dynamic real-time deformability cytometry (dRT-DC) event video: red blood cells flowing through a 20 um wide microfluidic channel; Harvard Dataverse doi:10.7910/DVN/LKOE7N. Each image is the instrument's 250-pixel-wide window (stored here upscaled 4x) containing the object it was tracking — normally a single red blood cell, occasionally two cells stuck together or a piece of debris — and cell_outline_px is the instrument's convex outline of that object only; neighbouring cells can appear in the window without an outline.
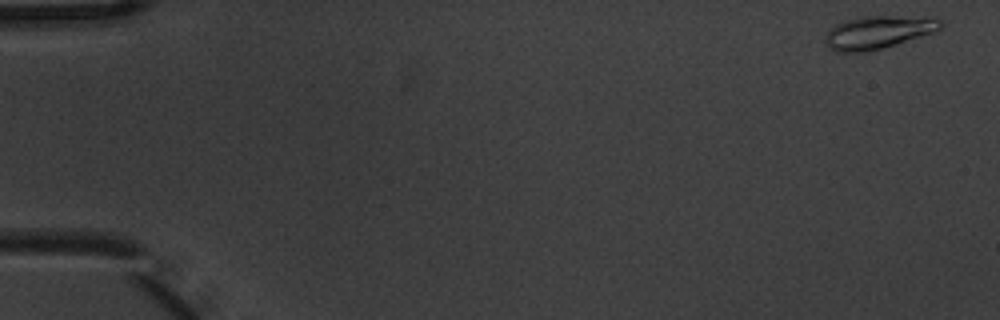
{"species": "common noctule bat (a hibernating species)", "species_latin": "Nyctalus noctula", "temperature_condition": "warm", "stored_images_in_passage": 6, "camera_frame_rate_fps": 3000, "um_per_image_px": 0.085, "animal": {"sex": "male", "body_mass_g": 20.1, "forearm_length_mm": 53.5}, "frame": {"image": 1, "passage_image": 1, "time_ms": 0.0, "image_size_px": [1000, 320], "cell_outline_px": [[944, 24], [936, 32], [868, 52], [836, 52], [824, 40], [824, 36], [836, 24], [844, 20], [860, 16], [940, 16]], "centroid_in_image_um": [74.73, 2.71], "position_along_channel_um": 10.3, "area_um2": 22.48}}
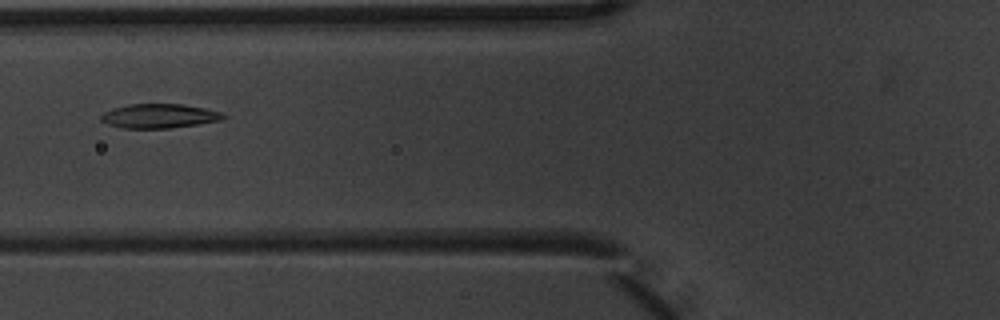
{"frame": {"image": 2, "passage_image": 6, "time_ms": 1.667, "image_size_px": [1000, 320], "cell_outline_px": [[228, 116], [224, 120], [168, 128], [124, 128], [108, 124], [100, 120], [100, 116], [104, 112], [112, 108], [128, 104], [184, 104], [204, 108], [220, 112]], "centroid_in_image_um": [13.54, 9.85], "position_along_channel_um": 112.3, "area_um2": 17.28}}